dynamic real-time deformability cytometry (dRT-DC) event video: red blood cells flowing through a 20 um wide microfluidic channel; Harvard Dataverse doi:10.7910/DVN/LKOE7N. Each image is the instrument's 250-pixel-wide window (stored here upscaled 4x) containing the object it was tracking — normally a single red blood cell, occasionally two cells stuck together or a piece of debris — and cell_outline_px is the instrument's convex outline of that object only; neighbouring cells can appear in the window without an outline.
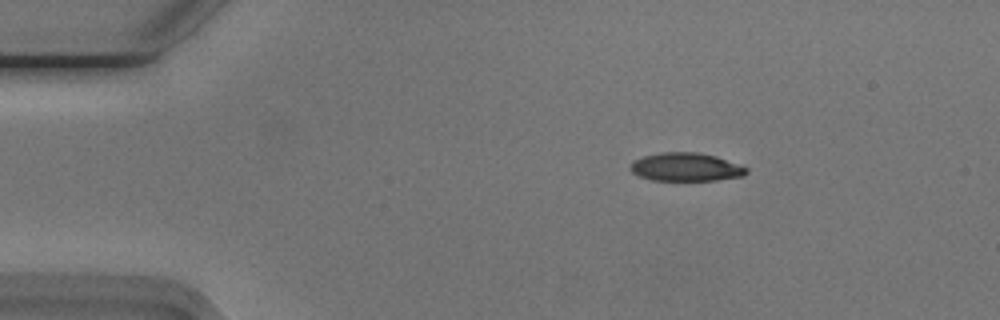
{"species": "Egyptian fruit bat (a non-hibernating species)", "species_latin": "Rousettus aegyptiacus", "temperature_condition": "cold", "stored_images_in_passage": 53, "camera_frame_rate_fps": 3000, "um_per_image_px": 0.085, "animal": {"sex": "male"}, "frame": {"image": 1, "passage_image": 8, "time_ms": 2.333, "image_size_px": [1000, 320], "cell_outline_px": [[748, 172], [744, 176], [716, 180], [652, 180], [640, 176], [632, 172], [628, 168], [632, 160], [644, 156], [660, 152], [700, 152], [716, 156], [748, 168]], "centroid_in_image_um": [58.28, 14.19], "position_along_channel_um": 26.7, "area_um2": 19.25}}
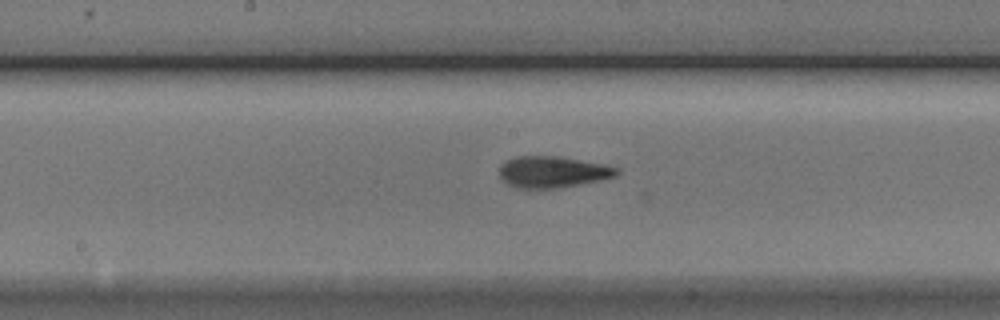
{"frame": {"image": 2, "passage_image": 27, "time_ms": 8.667, "image_size_px": [1000, 320], "cell_outline_px": [[620, 172], [616, 176], [560, 188], [516, 188], [508, 184], [500, 176], [500, 164], [516, 156], [556, 156], [600, 164], [616, 168]], "centroid_in_image_um": [46.92, 14.62], "position_along_channel_um": 201.3, "area_um2": 21.04}}
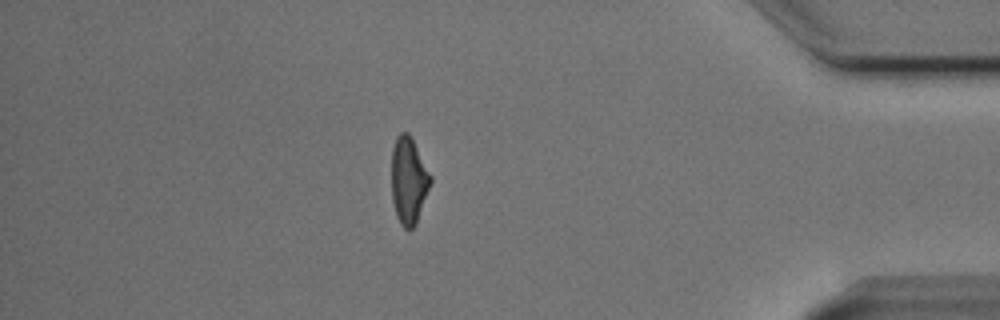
{"frame": {"image": 3, "passage_image": 46, "time_ms": 15.0, "image_size_px": [1000, 320], "cell_outline_px": [[432, 180], [416, 224], [412, 228], [404, 228], [400, 224], [396, 216], [392, 200], [392, 148], [396, 136], [400, 132], [408, 132], [412, 136], [432, 176]], "centroid_in_image_um": [34.74, 15.3], "position_along_channel_um": 400.5, "area_um2": 19.94}, "authors_computed_cell_mechanics": {"area_um2": 20.4034, "velocity_mm_per_s": 3.7789, "shape_relaxation_time_tau1_ms": 3.2816, "shape_relaxation_time_tau2_ms": 2.0156, "deformation_change_tau1": 0.169, "deformation_change_tau2": 0.107}}